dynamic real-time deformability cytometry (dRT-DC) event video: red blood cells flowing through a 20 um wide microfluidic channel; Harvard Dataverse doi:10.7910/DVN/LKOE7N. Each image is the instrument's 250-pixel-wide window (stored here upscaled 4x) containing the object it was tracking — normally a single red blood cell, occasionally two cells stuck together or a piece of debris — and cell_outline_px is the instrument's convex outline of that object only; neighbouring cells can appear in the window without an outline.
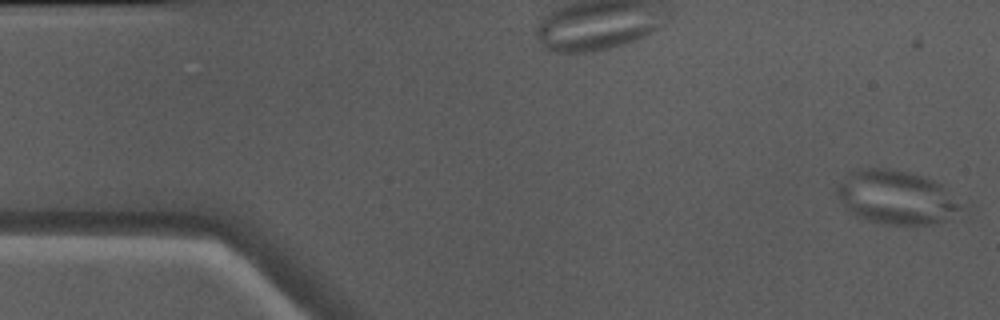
{"species": "Egyptian fruit bat (a non-hibernating species)", "species_latin": "Rousettus aegyptiacus", "temperature_condition": "warm", "stored_images_in_passage": 51, "camera_frame_rate_fps": 3000, "um_per_image_px": 0.085, "animal": {"sex": "male"}, "frame": {"image": 1, "passage_image": 1, "time_ms": 0.0, "image_size_px": [1000, 320], "cell_outline_px": [[976, 208], [944, 220], [932, 224], [880, 224], [860, 220], [848, 212], [840, 200], [836, 192], [836, 184], [852, 172], [868, 168], [880, 168], [908, 172], [924, 176], [940, 184], [972, 204]], "centroid_in_image_um": [76.35, 16.82], "position_along_channel_um": 8.7, "area_um2": 40.34}}